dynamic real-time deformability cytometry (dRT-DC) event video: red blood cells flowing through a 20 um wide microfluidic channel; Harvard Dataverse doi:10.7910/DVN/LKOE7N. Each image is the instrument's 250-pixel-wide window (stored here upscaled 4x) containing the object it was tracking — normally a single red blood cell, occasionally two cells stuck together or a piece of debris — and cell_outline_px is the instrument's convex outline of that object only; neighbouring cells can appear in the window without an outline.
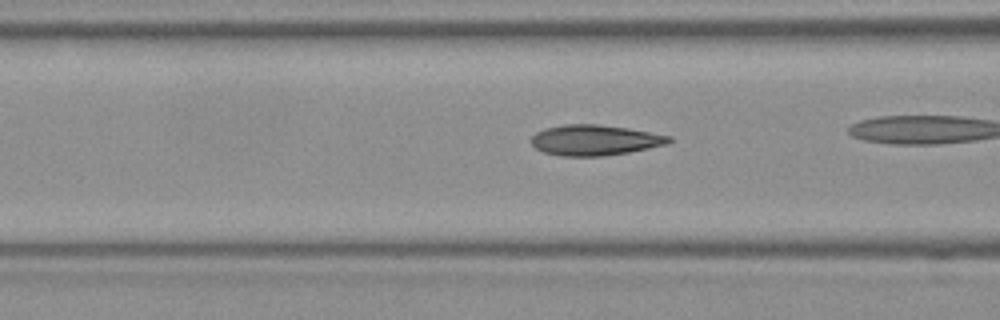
{"species": "Egyptian fruit bat (a non-hibernating species)", "species_latin": "Rousettus aegyptiacus", "temperature_condition": "room temperature", "stored_images_in_passage": 10, "camera_frame_rate_fps": 3000, "um_per_image_px": 0.085, "frame": {"image": 1, "passage_image": 6, "time_ms": 1.667, "image_size_px": [1000, 320], "cell_outline_px": [[672, 140], [668, 144], [628, 152], [604, 156], [560, 156], [544, 152], [536, 148], [532, 144], [532, 136], [536, 132], [544, 128], [564, 124], [596, 124], [628, 128], [672, 136]], "centroid_in_image_um": [50.56, 11.91], "position_along_channel_um": 116.0, "area_um2": 24.51}}
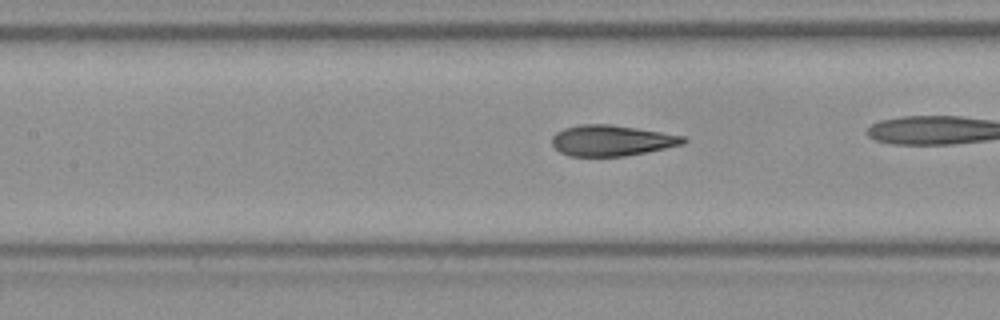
{"frame": {"image": 2, "passage_image": 9, "time_ms": 2.667, "image_size_px": [1000, 320], "cell_outline_px": [[688, 140], [684, 144], [624, 156], [568, 156], [560, 152], [552, 144], [552, 136], [556, 132], [564, 128], [580, 124], [612, 124], [684, 136]], "centroid_in_image_um": [51.96, 11.94], "position_along_channel_um": 155.4, "area_um2": 23.47}}